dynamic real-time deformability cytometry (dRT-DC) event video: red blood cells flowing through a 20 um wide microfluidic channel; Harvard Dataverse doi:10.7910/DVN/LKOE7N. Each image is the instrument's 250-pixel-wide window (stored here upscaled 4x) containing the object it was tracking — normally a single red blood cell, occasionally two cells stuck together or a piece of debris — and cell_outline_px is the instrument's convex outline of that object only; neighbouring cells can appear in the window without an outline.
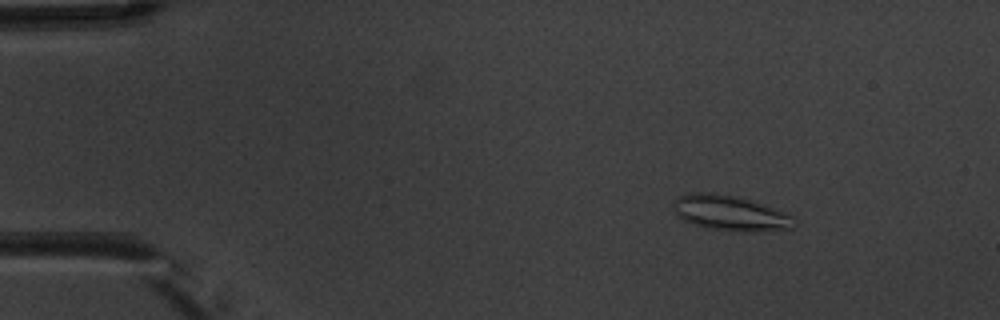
{"species": "common noctule bat (a hibernating species)", "species_latin": "Nyctalus noctula", "temperature_condition": "warm", "stored_images_in_passage": 8, "camera_frame_rate_fps": 3000, "um_per_image_px": 0.085, "animal": {"sex": "male", "body_mass_g": 20.1, "forearm_length_mm": 53.5}, "frame": {"image": 1, "passage_image": 1, "time_ms": 0.0, "image_size_px": [1000, 320], "cell_outline_px": [[796, 224], [792, 228], [756, 232], [740, 232], [704, 228], [692, 224], [676, 216], [672, 208], [672, 200], [676, 196], [688, 192], [712, 192], [736, 196], [784, 212], [792, 216]], "centroid_in_image_um": [61.96, 18.11], "position_along_channel_um": 23.0, "area_um2": 25.2}}
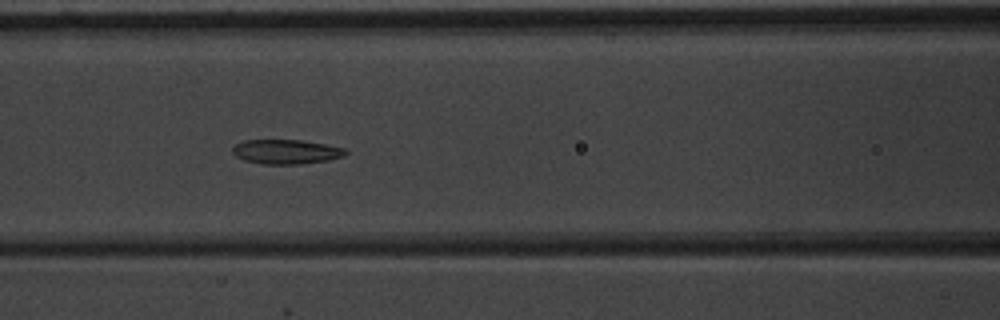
{"frame": {"image": 2, "passage_image": 5, "time_ms": 5.333, "image_size_px": [1000, 320], "cell_outline_px": [[348, 152], [344, 156], [328, 160], [300, 164], [264, 164], [244, 160], [236, 156], [232, 152], [232, 148], [236, 144], [244, 140], [300, 140], [348, 148]], "centroid_in_image_um": [24.35, 12.89], "position_along_channel_um": 142.3, "area_um2": 16.13}}
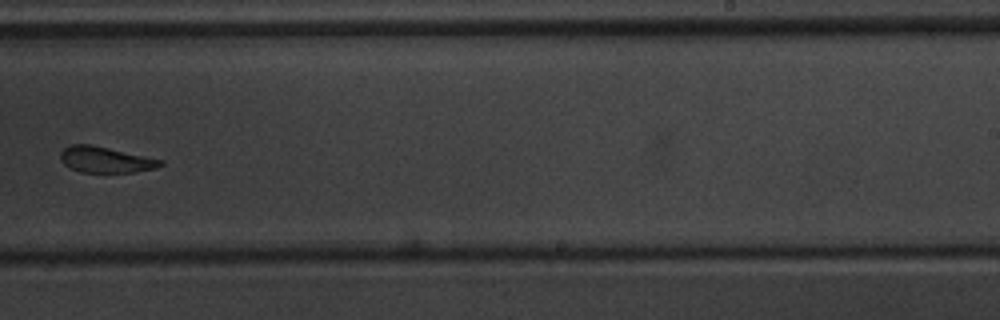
{"frame": {"image": 3, "passage_image": 8, "time_ms": 9.0, "image_size_px": [1000, 320], "cell_outline_px": [[164, 164], [156, 168], [136, 172], [80, 172], [64, 164], [60, 160], [60, 152], [64, 148], [72, 144], [92, 144], [164, 160]], "centroid_in_image_um": [8.98, 13.57], "position_along_channel_um": 280.0, "area_um2": 15.2}}